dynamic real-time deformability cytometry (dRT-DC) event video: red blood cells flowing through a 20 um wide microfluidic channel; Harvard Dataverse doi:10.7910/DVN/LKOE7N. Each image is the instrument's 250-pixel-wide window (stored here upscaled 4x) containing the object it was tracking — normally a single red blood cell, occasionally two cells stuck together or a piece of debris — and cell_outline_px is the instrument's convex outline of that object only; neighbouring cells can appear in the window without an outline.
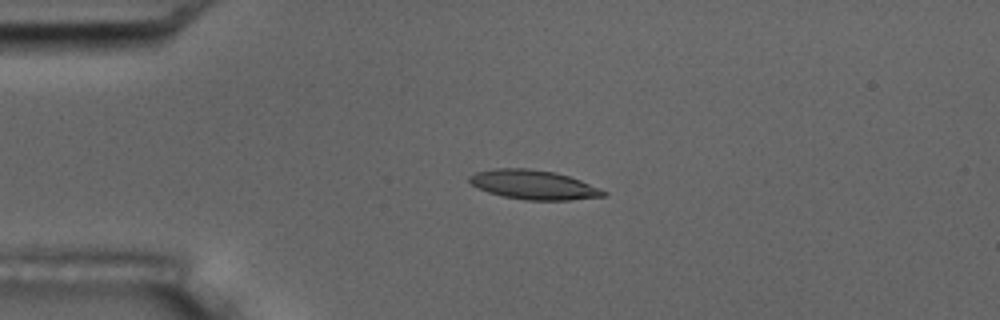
{"species": "common noctule bat (a hibernating species)", "species_latin": "Nyctalus noctula", "temperature_condition": "room temperature", "stored_images_in_passage": 5, "camera_frame_rate_fps": 3000, "um_per_image_px": 0.085, "animal": {"sex": "male", "body_mass_g": 17.5, "forearm_length_mm": 52.3}, "frame": {"image": 1, "passage_image": 4, "time_ms": 3.333, "image_size_px": [1000, 320], "cell_outline_px": [[608, 192], [604, 196], [568, 200], [524, 200], [504, 196], [488, 192], [472, 184], [468, 180], [468, 176], [476, 172], [496, 168], [528, 168], [556, 172], [580, 180]], "centroid_in_image_um": [45.34, 15.7], "position_along_channel_um": 39.7, "area_um2": 22.72}}